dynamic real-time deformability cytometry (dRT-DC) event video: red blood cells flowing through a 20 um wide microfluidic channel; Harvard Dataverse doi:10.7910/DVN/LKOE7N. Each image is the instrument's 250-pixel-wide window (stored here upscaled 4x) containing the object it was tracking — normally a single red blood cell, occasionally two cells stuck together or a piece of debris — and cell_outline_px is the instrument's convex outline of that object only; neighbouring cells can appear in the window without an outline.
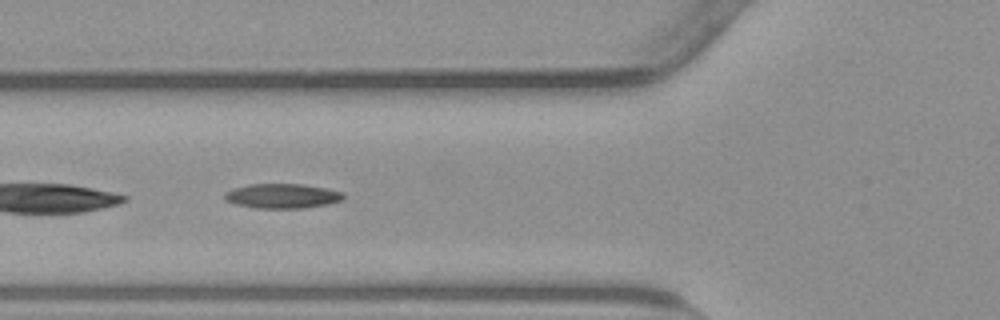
{"species": "common noctule bat (a hibernating species)", "species_latin": "Nyctalus noctula", "temperature_condition": "warm", "stored_images_in_passage": 19, "camera_frame_rate_fps": 3000, "um_per_image_px": 0.085, "animal": {"sex": "male", "body_mass_g": 23.1, "forearm_length_mm": 52.7}, "frame": {"image": 1, "passage_image": 4, "time_ms": 1.0, "image_size_px": [1000, 320], "cell_outline_px": [[344, 200], [328, 204], [300, 208], [256, 208], [236, 204], [224, 200], [224, 192], [232, 188], [248, 184], [304, 184], [328, 188], [340, 192], [344, 196]], "centroid_in_image_um": [23.96, 16.65], "position_along_channel_um": 101.8, "area_um2": 17.17}}
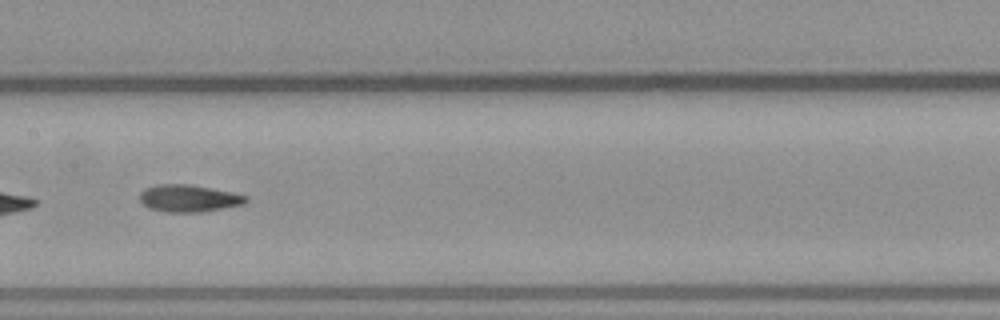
{"frame": {"image": 2, "passage_image": 11, "time_ms": 3.333, "image_size_px": [1000, 320], "cell_outline_px": [[248, 200], [244, 204], [224, 208], [200, 212], [164, 212], [148, 208], [140, 200], [140, 192], [144, 188], [156, 184], [188, 184], [232, 192], [248, 196]], "centroid_in_image_um": [16.03, 16.86], "position_along_channel_um": 191.4, "area_um2": 16.88}}
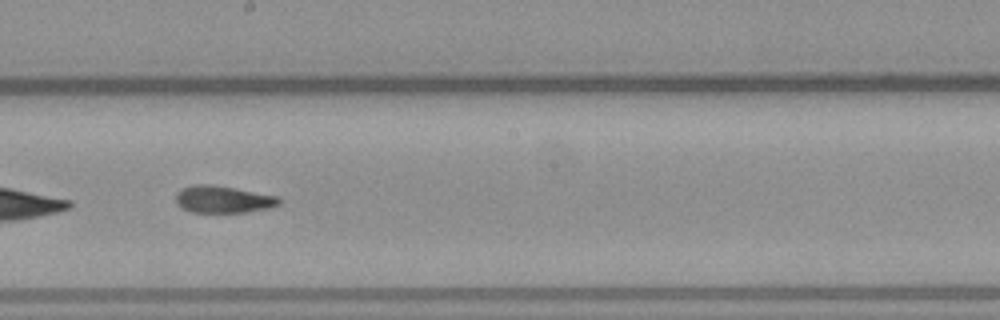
{"frame": {"image": 3, "passage_image": 14, "time_ms": 4.333, "image_size_px": [1000, 320], "cell_outline_px": [[280, 204], [268, 208], [244, 212], [192, 212], [184, 208], [176, 200], [176, 196], [180, 188], [192, 184], [212, 184], [236, 188], [276, 196], [280, 200]], "centroid_in_image_um": [18.95, 16.92], "position_along_channel_um": 229.2, "area_um2": 16.13}}